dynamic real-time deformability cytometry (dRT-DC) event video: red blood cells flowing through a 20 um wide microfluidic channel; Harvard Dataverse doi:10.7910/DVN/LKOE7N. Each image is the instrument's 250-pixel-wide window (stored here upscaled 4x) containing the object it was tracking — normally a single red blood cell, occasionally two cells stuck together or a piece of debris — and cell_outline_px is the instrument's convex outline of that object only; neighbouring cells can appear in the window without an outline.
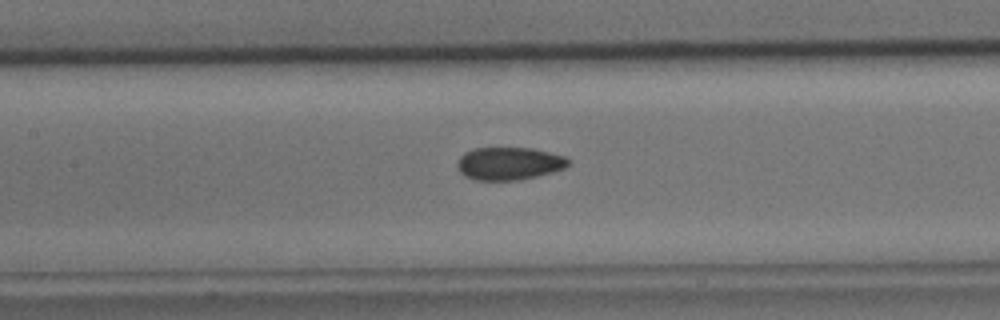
{"species": "common noctule bat (a hibernating species)", "species_latin": "Nyctalus noctula", "temperature_condition": "cold", "stored_images_in_passage": 32, "camera_frame_rate_fps": 3000, "um_per_image_px": 0.085, "animal": {"sex": "male", "body_mass_g": 15.6}, "frame": {"image": 1, "passage_image": 14, "time_ms": 4.333, "image_size_px": [1000, 320], "cell_outline_px": [[572, 160], [564, 168], [552, 172], [536, 176], [516, 180], [476, 180], [464, 176], [460, 172], [456, 164], [456, 160], [464, 152], [472, 148], [532, 148], [564, 156]], "centroid_in_image_um": [43.23, 13.89], "position_along_channel_um": 164.2, "area_um2": 21.27}}
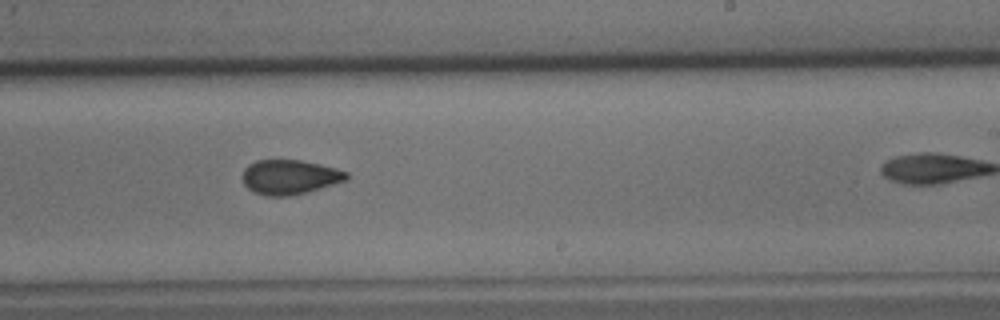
{"frame": {"image": 2, "passage_image": 22, "time_ms": 7.0, "image_size_px": [1000, 320], "cell_outline_px": [[348, 180], [320, 188], [288, 196], [268, 196], [256, 192], [248, 188], [244, 184], [244, 168], [248, 164], [256, 160], [300, 160], [320, 164], [336, 168], [348, 172]], "centroid_in_image_um": [24.64, 15.03], "position_along_channel_um": 264.4, "area_um2": 20.75}}
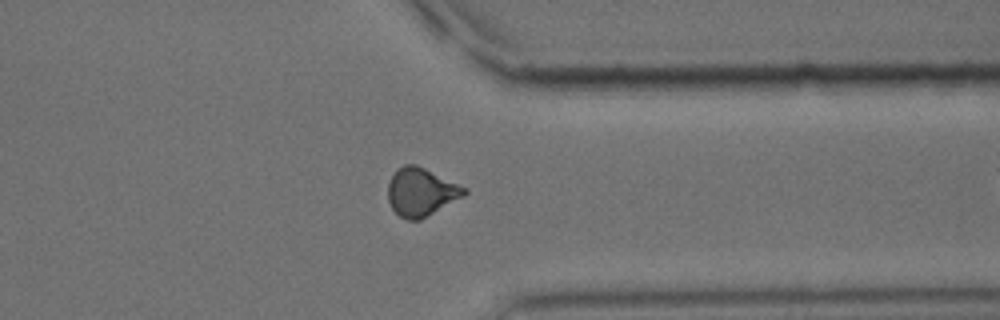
{"frame": {"image": 3, "passage_image": 31, "time_ms": 10.0, "image_size_px": [1000, 320], "cell_outline_px": [[468, 192], [464, 196], [420, 220], [408, 220], [400, 216], [392, 208], [388, 200], [388, 184], [396, 168], [404, 164], [416, 164], [468, 188]], "centroid_in_image_um": [35.8, 16.31], "position_along_channel_um": 375.6, "area_um2": 21.44}}